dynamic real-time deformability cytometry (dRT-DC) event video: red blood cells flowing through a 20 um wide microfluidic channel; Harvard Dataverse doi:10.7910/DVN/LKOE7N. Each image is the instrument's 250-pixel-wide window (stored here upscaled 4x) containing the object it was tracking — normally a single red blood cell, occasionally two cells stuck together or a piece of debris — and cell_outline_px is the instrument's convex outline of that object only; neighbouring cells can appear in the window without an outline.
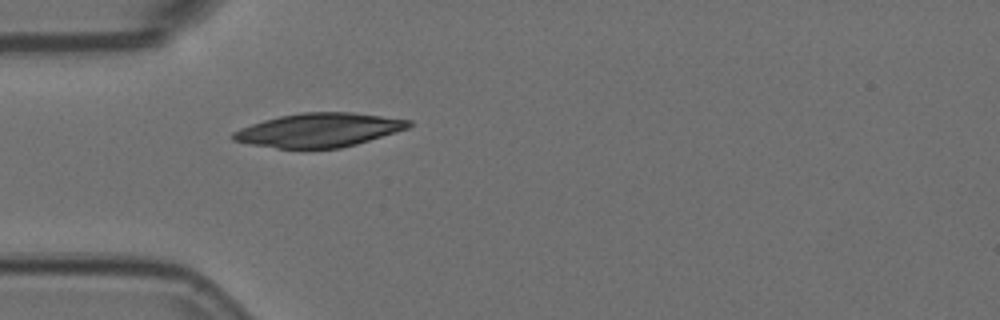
{"species": "Egyptian fruit bat (a non-hibernating species)", "species_latin": "Rousettus aegyptiacus", "temperature_condition": "room temperature", "stored_images_in_passage": 18, "camera_frame_rate_fps": 3000, "um_per_image_px": 0.085, "animal": {"sex": "female"}, "frame": {"image": 1, "passage_image": 1, "time_ms": 0.0, "image_size_px": [1000, 320], "cell_outline_px": [[412, 124], [408, 128], [396, 132], [356, 144], [340, 148], [276, 148], [252, 144], [232, 140], [232, 132], [240, 128], [264, 120], [280, 116], [300, 112], [352, 112], [412, 120]], "centroid_in_image_um": [27.12, 11.05], "position_along_channel_um": 57.9, "area_um2": 34.45}}
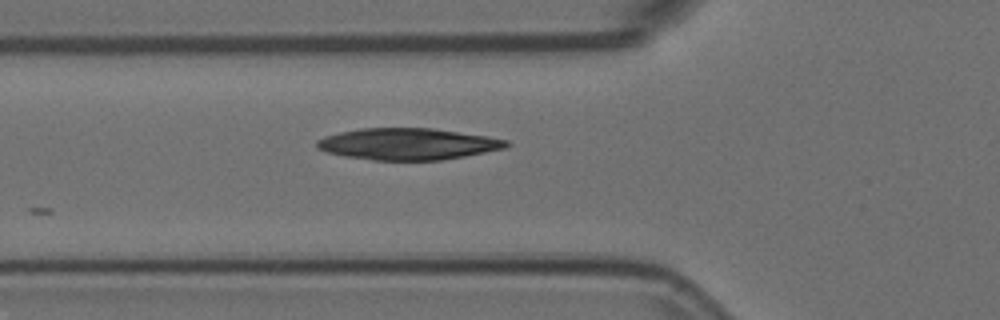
{"frame": {"image": 2, "passage_image": 4, "time_ms": 1.0, "image_size_px": [1000, 320], "cell_outline_px": [[512, 144], [504, 148], [464, 156], [440, 160], [372, 160], [344, 156], [328, 152], [316, 148], [316, 140], [324, 136], [340, 132], [360, 128], [432, 128], [488, 136], [508, 140]], "centroid_in_image_um": [34.65, 12.23], "position_along_channel_um": 91.1, "area_um2": 34.85}}
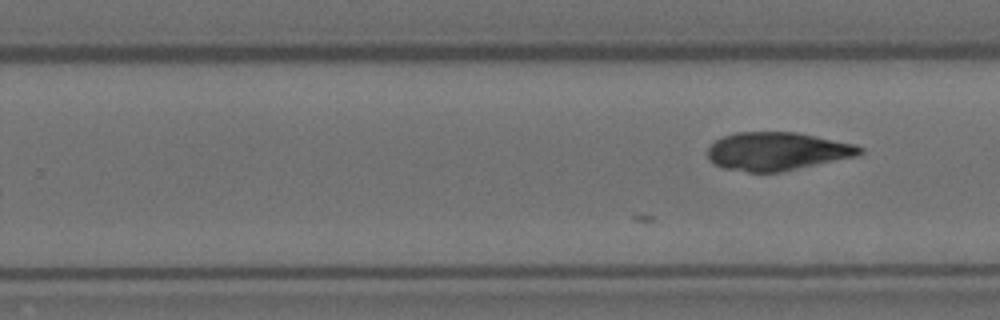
{"frame": {"image": 3, "passage_image": 18, "time_ms": 5.667, "image_size_px": [1000, 320], "cell_outline_px": [[864, 152], [856, 156], [780, 172], [748, 172], [724, 168], [708, 160], [708, 148], [716, 140], [724, 136], [736, 132], [796, 132], [856, 144], [864, 148]], "centroid_in_image_um": [66.07, 12.85], "position_along_channel_um": 263.7, "area_um2": 33.76}}